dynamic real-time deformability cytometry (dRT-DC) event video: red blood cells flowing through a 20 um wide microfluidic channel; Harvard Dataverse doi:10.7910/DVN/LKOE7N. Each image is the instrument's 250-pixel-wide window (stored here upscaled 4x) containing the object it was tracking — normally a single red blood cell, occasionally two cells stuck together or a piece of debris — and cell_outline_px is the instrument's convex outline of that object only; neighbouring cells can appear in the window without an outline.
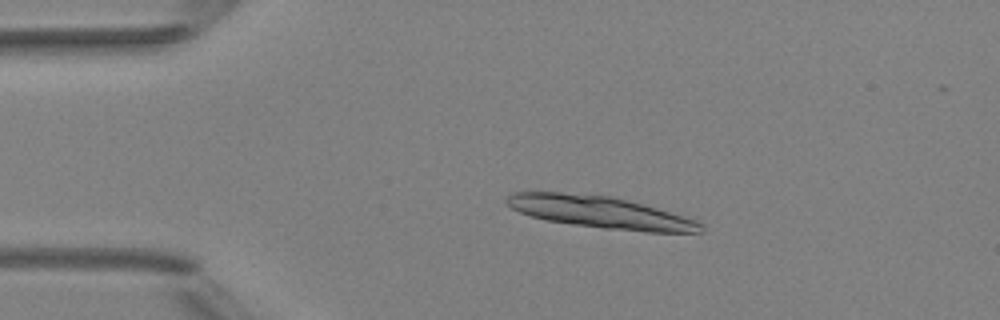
{"species": "Egyptian fruit bat (a non-hibernating species)", "species_latin": "Rousettus aegyptiacus", "temperature_condition": "room temperature", "stored_images_in_passage": 7, "camera_frame_rate_fps": 3000, "um_per_image_px": 0.085, "animal": {"sex": "female"}, "frame": {"image": 1, "passage_image": 3, "time_ms": 2.667, "image_size_px": [1000, 320], "cell_outline_px": [[704, 232], [644, 232], [604, 228], [548, 220], [532, 216], [520, 212], [504, 204], [504, 200], [512, 192], [560, 192], [612, 196], [656, 208], [684, 216], [696, 220], [704, 224]], "centroid_in_image_um": [51.03, 18.04], "position_along_channel_um": 34.0, "area_um2": 35.84}}
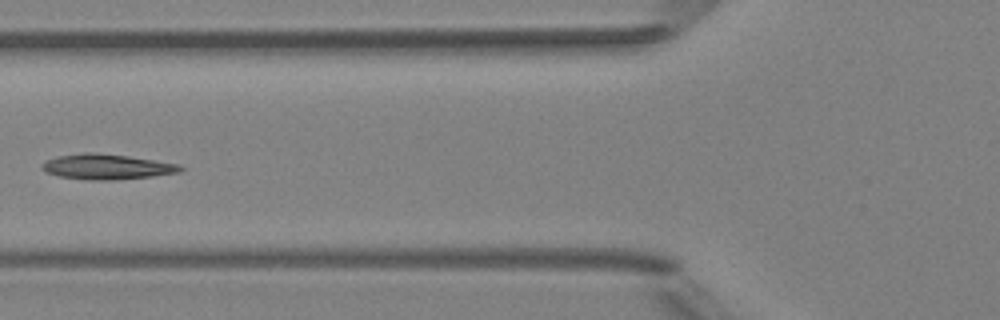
{"frame": {"image": 2, "passage_image": 6, "time_ms": 6.0, "image_size_px": [1000, 320], "cell_outline_px": [[184, 168], [180, 172], [152, 176], [116, 180], [92, 180], [60, 176], [44, 172], [40, 168], [40, 164], [44, 160], [56, 156], [84, 152], [92, 152], [128, 156], [180, 164]], "centroid_in_image_um": [9.03, 14.17], "position_along_channel_um": 116.8, "area_um2": 20.52}}
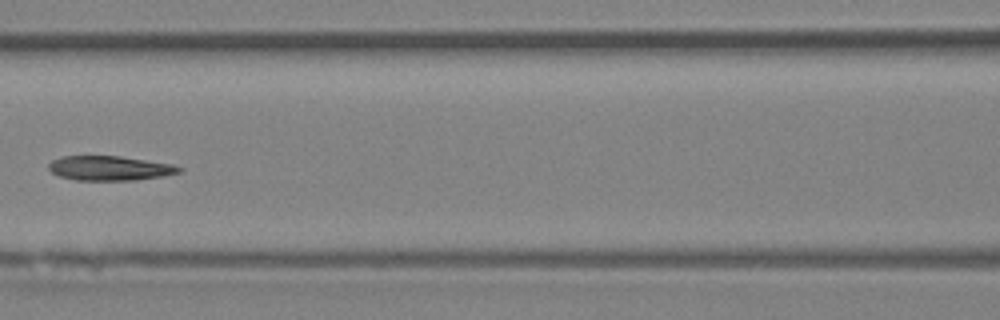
{"frame": {"image": 3, "passage_image": 7, "time_ms": 7.0, "image_size_px": [1000, 320], "cell_outline_px": [[184, 168], [180, 172], [164, 176], [136, 180], [76, 180], [60, 176], [52, 172], [48, 168], [48, 164], [52, 160], [64, 156], [120, 156], [172, 164]], "centroid_in_image_um": [9.35, 14.3], "position_along_channel_um": 157.3, "area_um2": 18.61}}